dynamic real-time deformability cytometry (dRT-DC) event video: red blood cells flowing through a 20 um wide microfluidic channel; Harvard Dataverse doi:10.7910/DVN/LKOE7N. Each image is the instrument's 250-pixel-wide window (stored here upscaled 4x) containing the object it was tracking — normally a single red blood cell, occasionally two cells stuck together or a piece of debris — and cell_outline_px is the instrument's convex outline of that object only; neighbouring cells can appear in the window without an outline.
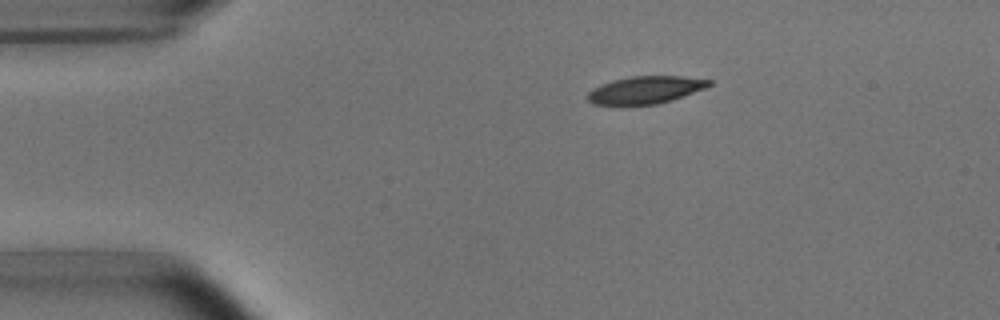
{"species": "common noctule bat (a hibernating species)", "species_latin": "Nyctalus noctula", "temperature_condition": "room temperature", "stored_images_in_passage": 3, "camera_frame_rate_fps": 3000, "um_per_image_px": 0.085, "animal": {"sex": "male", "body_mass_g": 15.6}, "frame": {"image": 1, "passage_image": 1, "time_ms": 0.0, "image_size_px": [1000, 320], "cell_outline_px": [[712, 84], [704, 88], [672, 100], [656, 104], [592, 104], [588, 100], [588, 92], [592, 88], [600, 84], [612, 80], [632, 76], [684, 76], [712, 80]], "centroid_in_image_um": [54.86, 7.62], "position_along_channel_um": 30.1, "area_um2": 19.25}}
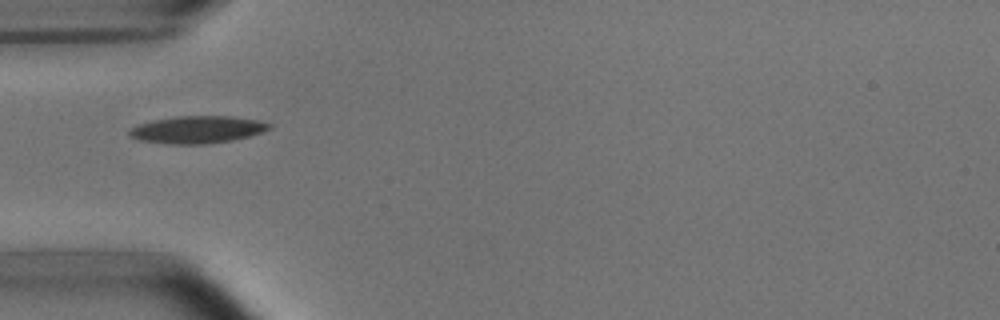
{"frame": {"image": 2, "passage_image": 3, "time_ms": 2.333, "image_size_px": [1000, 320], "cell_outline_px": [[272, 128], [248, 136], [232, 140], [204, 144], [172, 144], [140, 140], [128, 136], [128, 128], [152, 120], [176, 116], [232, 116], [256, 120], [272, 124]], "centroid_in_image_um": [16.73, 11.01], "position_along_channel_um": 68.3, "area_um2": 22.2}}